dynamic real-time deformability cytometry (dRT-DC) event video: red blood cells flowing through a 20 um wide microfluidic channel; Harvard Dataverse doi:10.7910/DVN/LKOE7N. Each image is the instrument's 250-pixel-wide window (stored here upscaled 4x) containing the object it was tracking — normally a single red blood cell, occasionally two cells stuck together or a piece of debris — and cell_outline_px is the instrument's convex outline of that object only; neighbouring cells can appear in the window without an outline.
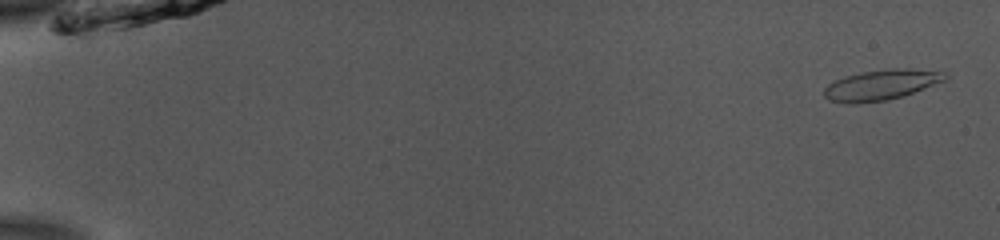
{"species": "common noctule bat (a hibernating species)", "species_latin": "Nyctalus noctula", "temperature_condition": "room temperature", "stored_images_in_passage": 53, "camera_frame_rate_fps": 3000, "um_per_image_px": 0.085, "animal": {"sex": "male", "body_mass_g": 13.0, "forearm_length_mm": 53.1}, "frame": {"image": 1, "passage_image": 2, "time_ms": 0.333, "image_size_px": [1000, 240], "cell_outline_px": [[948, 76], [944, 80], [912, 92], [900, 96], [884, 100], [856, 104], [848, 104], [828, 100], [824, 96], [824, 88], [828, 84], [844, 76], [860, 72], [888, 68], [912, 68], [948, 72]], "centroid_in_image_um": [74.86, 7.2], "position_along_channel_um": 10.1, "area_um2": 21.39}}
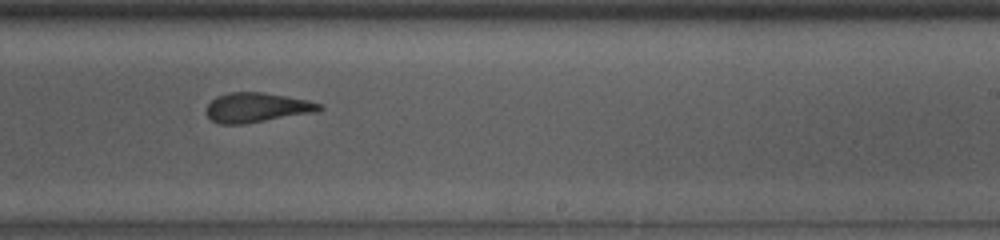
{"frame": {"image": 2, "passage_image": 34, "time_ms": 11.0, "image_size_px": [1000, 240], "cell_outline_px": [[324, 108], [316, 112], [244, 124], [220, 124], [212, 120], [208, 116], [208, 104], [216, 96], [228, 92], [260, 92], [308, 100], [320, 104]], "centroid_in_image_um": [21.83, 9.14], "position_along_channel_um": 267.2, "area_um2": 19.31}}
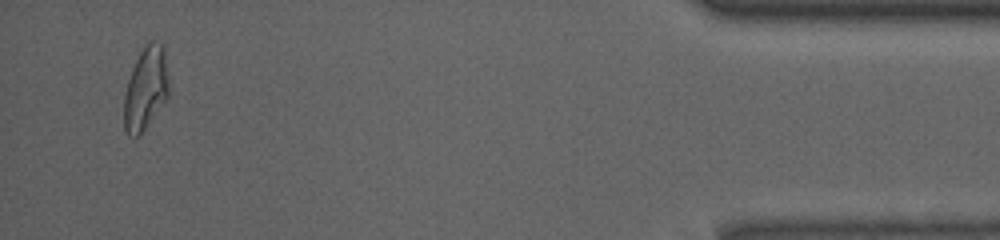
{"frame": {"image": 3, "passage_image": 51, "time_ms": 16.667, "image_size_px": [1000, 240], "cell_outline_px": [[168, 96], [140, 136], [136, 140], [128, 136], [124, 128], [124, 96], [128, 80], [132, 68], [140, 52], [148, 40], [152, 40], [164, 44], [168, 76]], "centroid_in_image_um": [12.38, 7.53], "position_along_channel_um": 422.8, "area_um2": 21.91}, "authors_computed_cell_mechanics": {"area_um2": 20.7502, "velocity_mm_per_s": 3.8806, "shape_relaxation_time_tau1_ms": 5.2961, "shape_relaxation_time_tau2_ms": 1.8525, "deformation_change_tau1": 0.1965, "deformation_change_tau2": 0.11}}